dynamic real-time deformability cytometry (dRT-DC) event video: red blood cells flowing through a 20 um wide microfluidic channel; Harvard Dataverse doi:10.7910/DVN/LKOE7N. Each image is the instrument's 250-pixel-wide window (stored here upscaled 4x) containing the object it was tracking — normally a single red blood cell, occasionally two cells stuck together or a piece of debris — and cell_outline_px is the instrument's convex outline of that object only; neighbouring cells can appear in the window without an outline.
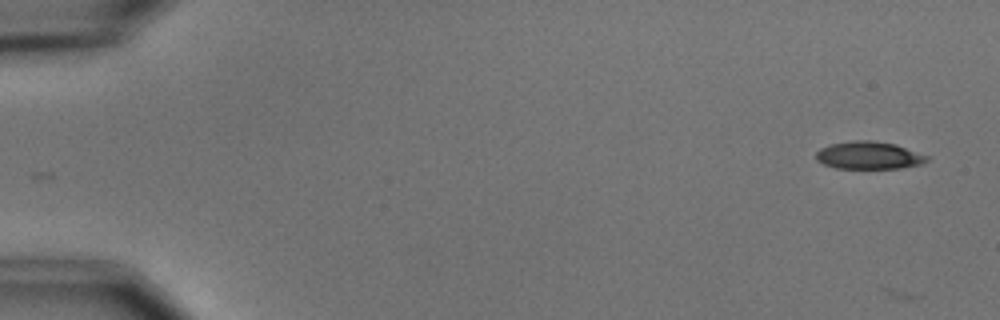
{"species": "common noctule bat (a hibernating species)", "species_latin": "Nyctalus noctula", "temperature_condition": "cold", "stored_images_in_passage": 2, "camera_frame_rate_fps": 3000, "um_per_image_px": 0.085, "animal": {"sex": "male", "body_mass_g": 15.6}, "frame": {"image": 1, "passage_image": 1, "time_ms": 0.0, "image_size_px": [1000, 320], "cell_outline_px": [[928, 160], [920, 164], [900, 168], [836, 168], [824, 164], [816, 160], [816, 152], [820, 148], [832, 144], [852, 140], [872, 140], [896, 144], [928, 156]], "centroid_in_image_um": [73.83, 13.2], "position_along_channel_um": 11.2, "area_um2": 17.74}}